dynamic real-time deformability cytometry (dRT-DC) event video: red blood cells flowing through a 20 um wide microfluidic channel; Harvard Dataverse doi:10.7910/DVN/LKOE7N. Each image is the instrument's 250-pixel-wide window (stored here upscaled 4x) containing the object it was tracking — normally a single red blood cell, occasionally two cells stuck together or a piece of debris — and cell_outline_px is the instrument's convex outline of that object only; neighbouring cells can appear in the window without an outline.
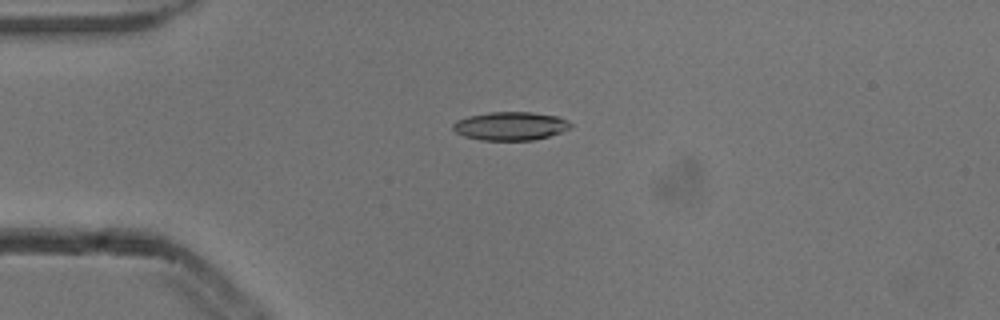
{"species": "common noctule bat (a hibernating species)", "species_latin": "Nyctalus noctula", "temperature_condition": "cold", "stored_images_in_passage": 6, "camera_frame_rate_fps": 3000, "um_per_image_px": 0.085, "animal": {"sex": "male", "body_mass_g": 13.3}, "frame": {"image": 1, "passage_image": 4, "time_ms": 1.0, "image_size_px": [1000, 320], "cell_outline_px": [[572, 128], [548, 136], [532, 140], [480, 140], [464, 136], [456, 132], [452, 128], [452, 124], [456, 120], [468, 116], [488, 112], [532, 112], [556, 116], [568, 120], [572, 124]], "centroid_in_image_um": [43.38, 10.71], "position_along_channel_um": 41.6, "area_um2": 19.54}}
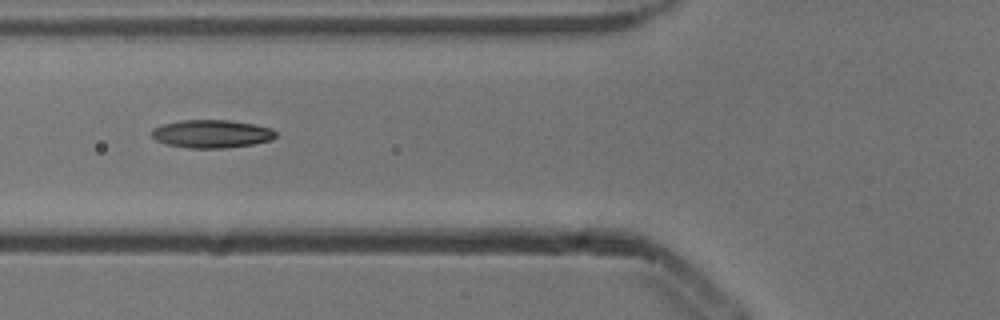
{"frame": {"image": 2, "passage_image": 6, "time_ms": 1.667, "image_size_px": [1000, 320], "cell_outline_px": [[276, 136], [272, 140], [252, 144], [224, 148], [188, 148], [168, 144], [156, 140], [152, 136], [152, 128], [164, 124], [180, 120], [228, 120], [252, 124], [272, 128], [276, 132]], "centroid_in_image_um": [18.0, 11.37], "position_along_channel_um": 107.8, "area_um2": 20.17}}